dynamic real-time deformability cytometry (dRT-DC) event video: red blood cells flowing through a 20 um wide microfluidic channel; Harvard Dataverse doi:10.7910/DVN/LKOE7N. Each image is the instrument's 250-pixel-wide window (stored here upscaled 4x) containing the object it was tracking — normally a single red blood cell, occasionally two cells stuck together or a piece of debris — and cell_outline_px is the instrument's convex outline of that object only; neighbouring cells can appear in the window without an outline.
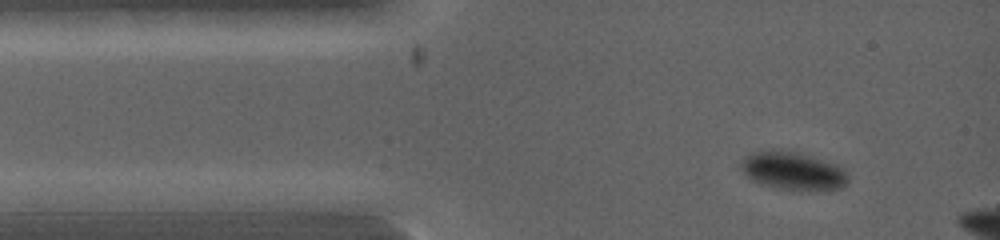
{"species": "common noctule bat (a hibernating species)", "species_latin": "Nyctalus noctula", "temperature_condition": "warm", "stored_images_in_passage": 3, "camera_frame_rate_fps": 5000, "um_per_image_px": 0.085, "animal": {"sex": "female", "body_mass_g": 19.0, "forearm_length_mm": 53.3}, "frame": {"image": 1, "passage_image": 1, "time_ms": 0.0, "image_size_px": [1000, 240], "cell_outline_px": [[848, 180], [844, 188], [780, 188], [752, 180], [744, 172], [740, 164], [744, 156], [752, 152], [780, 148], [800, 152], [836, 164], [848, 176]], "centroid_in_image_um": [67.36, 14.45], "position_along_channel_um": 17.6, "area_um2": 23.12}}